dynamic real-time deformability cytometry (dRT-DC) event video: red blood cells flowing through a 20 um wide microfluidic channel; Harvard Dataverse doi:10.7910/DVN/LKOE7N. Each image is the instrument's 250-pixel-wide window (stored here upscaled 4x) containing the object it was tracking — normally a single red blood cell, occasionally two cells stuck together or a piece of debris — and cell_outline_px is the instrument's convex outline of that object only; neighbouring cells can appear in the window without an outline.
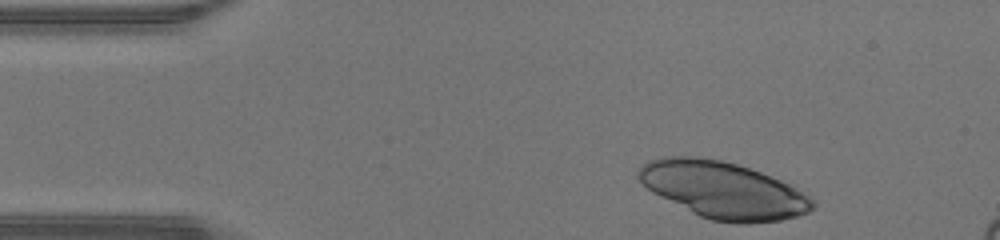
{"species": "human", "species_latin": "Homo sapiens", "temperature_condition": "warm", "stored_images_in_passage": 33, "camera_frame_rate_fps": 3000, "um_per_image_px": 0.085, "donor": {"sex": "male"}, "frame": {"image": 1, "passage_image": 1, "time_ms": 0.0, "image_size_px": [1000, 240], "cell_outline_px": [[816, 204], [808, 212], [800, 216], [780, 220], [748, 224], [736, 224], [712, 220], [700, 216], [652, 192], [636, 176], [636, 172], [648, 160], [660, 156], [696, 156], [724, 160], [760, 172], [780, 180], [796, 188], [808, 196]], "centroid_in_image_um": [61.45, 16.15], "position_along_channel_um": 23.5, "area_um2": 57.34}}